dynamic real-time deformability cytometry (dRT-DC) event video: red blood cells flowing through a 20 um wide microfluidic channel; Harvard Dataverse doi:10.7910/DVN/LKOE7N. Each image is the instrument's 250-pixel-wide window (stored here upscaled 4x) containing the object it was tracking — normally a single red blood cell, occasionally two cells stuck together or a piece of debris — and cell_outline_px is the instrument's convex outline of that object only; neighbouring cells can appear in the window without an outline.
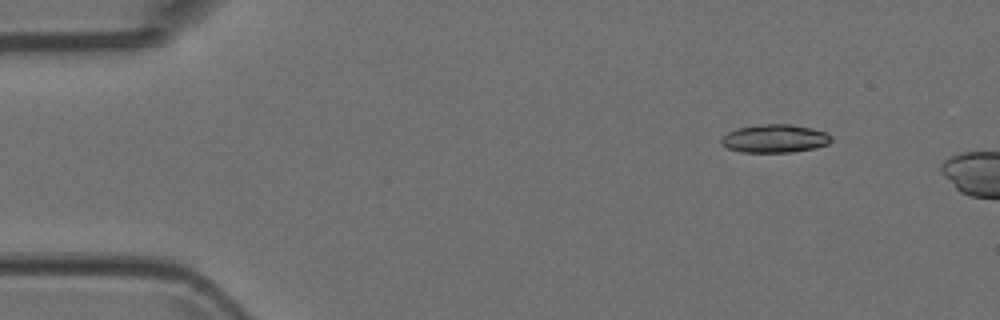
{"species": "Egyptian fruit bat (a non-hibernating species)", "species_latin": "Rousettus aegyptiacus", "temperature_condition": "room temperature", "stored_images_in_passage": 4, "camera_frame_rate_fps": 3000, "um_per_image_px": 0.085, "animal": {"sex": "female"}, "frame": {"image": 1, "passage_image": 2, "time_ms": 0.333, "image_size_px": [1000, 320], "cell_outline_px": [[832, 140], [828, 144], [816, 148], [792, 152], [740, 152], [728, 148], [720, 144], [720, 140], [728, 132], [736, 128], [756, 124], [792, 124], [812, 128], [824, 132]], "centroid_in_image_um": [65.82, 11.77], "position_along_channel_um": 19.2, "area_um2": 18.15}}